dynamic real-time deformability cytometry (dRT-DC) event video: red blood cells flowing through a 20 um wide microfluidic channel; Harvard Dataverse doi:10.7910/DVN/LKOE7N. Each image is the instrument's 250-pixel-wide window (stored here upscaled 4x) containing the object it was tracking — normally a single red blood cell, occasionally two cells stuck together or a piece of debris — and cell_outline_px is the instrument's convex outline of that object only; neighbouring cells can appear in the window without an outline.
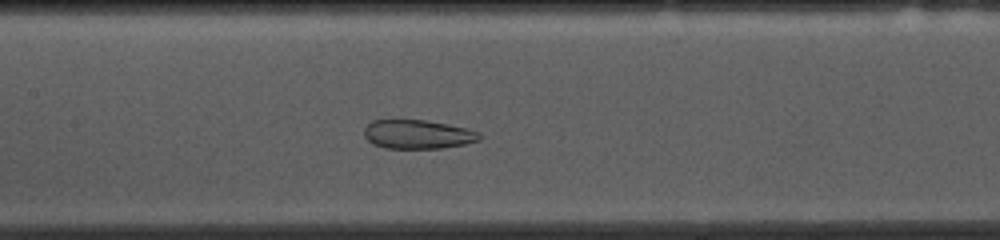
{"species": "common noctule bat (a hibernating species)", "species_latin": "Nyctalus noctula", "temperature_condition": "cold", "stored_images_in_passage": 52, "camera_frame_rate_fps": 3000, "um_per_image_px": 0.085, "animal": {"sex": "female", "body_mass_g": 10.0, "forearm_length_mm": 53.1}, "frame": {"image": 1, "passage_image": 23, "time_ms": 7.333, "image_size_px": [1000, 240], "cell_outline_px": [[480, 140], [464, 144], [440, 148], [384, 148], [372, 144], [364, 136], [364, 128], [372, 120], [424, 120], [448, 124], [468, 128], [480, 132]], "centroid_in_image_um": [35.5, 11.41], "position_along_channel_um": 171.9, "area_um2": 19.48}}
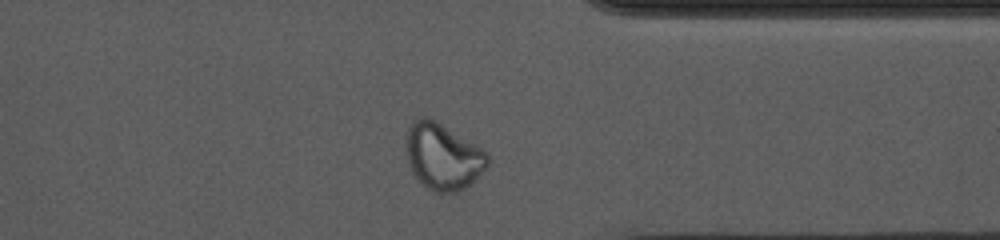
{"frame": {"image": 2, "passage_image": 40, "time_ms": 13.0, "image_size_px": [1000, 240], "cell_outline_px": [[488, 164], [464, 188], [456, 192], [436, 192], [428, 188], [412, 172], [404, 148], [404, 132], [408, 124], [420, 116], [424, 116], [436, 120], [488, 152]], "centroid_in_image_um": [37.57, 13.24], "position_along_channel_um": 373.8, "area_um2": 31.5}}
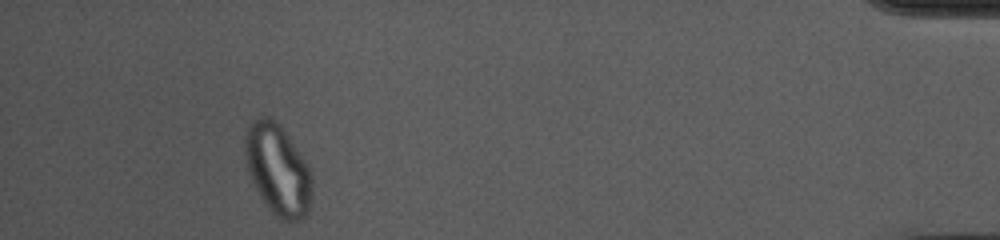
{"frame": {"image": 3, "passage_image": 48, "time_ms": 15.667, "image_size_px": [1000, 240], "cell_outline_px": [[312, 196], [308, 212], [300, 220], [292, 224], [280, 220], [268, 208], [256, 188], [252, 180], [248, 168], [244, 152], [244, 140], [248, 124], [252, 120], [260, 116], [272, 116], [280, 124], [312, 172]], "centroid_in_image_um": [23.62, 14.42], "position_along_channel_um": 411.6, "area_um2": 35.78}, "authors_computed_cell_mechanics": {"area_um2": 28.2353, "velocity_mm_per_s": 3.6858, "shape_relaxation_time_tau1_ms": null, "shape_relaxation_time_tau2_ms": 1.2666, "deformation_change_tau1": null, "deformation_change_tau2": 0.0618}}